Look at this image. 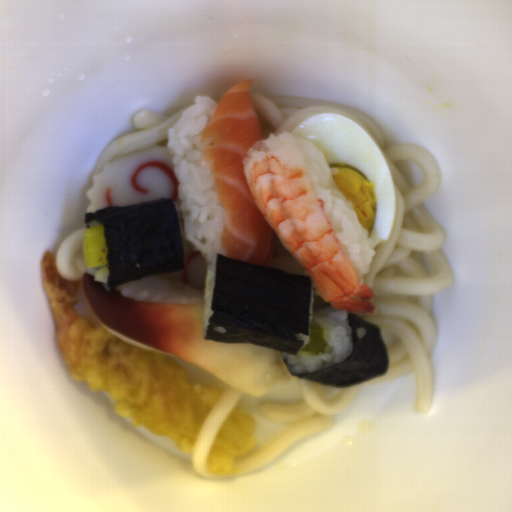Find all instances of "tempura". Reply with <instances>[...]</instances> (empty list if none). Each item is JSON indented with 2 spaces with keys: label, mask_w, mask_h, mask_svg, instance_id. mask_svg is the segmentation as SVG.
I'll return each mask as SVG.
<instances>
[{
  "label": "tempura",
  "mask_w": 512,
  "mask_h": 512,
  "mask_svg": "<svg viewBox=\"0 0 512 512\" xmlns=\"http://www.w3.org/2000/svg\"><path fill=\"white\" fill-rule=\"evenodd\" d=\"M40 274L56 343L73 381L105 394L133 428L167 437L193 455L201 427L224 391L193 382L173 355L132 345L100 319L78 315L83 280L62 277L54 252L42 255Z\"/></svg>",
  "instance_id": "1"
},
{
  "label": "tempura",
  "mask_w": 512,
  "mask_h": 512,
  "mask_svg": "<svg viewBox=\"0 0 512 512\" xmlns=\"http://www.w3.org/2000/svg\"><path fill=\"white\" fill-rule=\"evenodd\" d=\"M255 428L252 416L244 408L235 406L213 441L205 462L207 472L210 475L236 473L239 470L236 458L257 444L252 433Z\"/></svg>",
  "instance_id": "2"
}]
</instances>
